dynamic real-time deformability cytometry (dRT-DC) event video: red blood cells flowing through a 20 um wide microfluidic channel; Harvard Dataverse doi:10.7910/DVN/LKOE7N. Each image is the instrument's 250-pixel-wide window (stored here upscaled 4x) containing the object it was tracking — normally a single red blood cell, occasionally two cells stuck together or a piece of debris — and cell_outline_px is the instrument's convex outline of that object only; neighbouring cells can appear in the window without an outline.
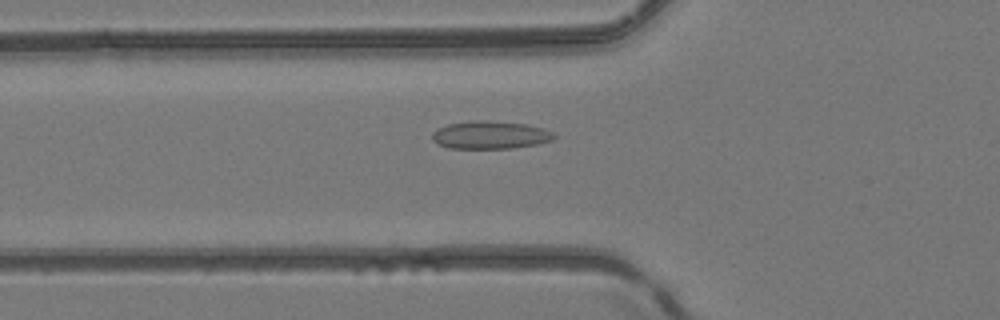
{"species": "common noctule bat (a hibernating species)", "species_latin": "Nyctalus noctula", "temperature_condition": "room temperature", "stored_images_in_passage": 50, "camera_frame_rate_fps": 3000, "um_per_image_px": 0.085, "animal": {"sex": "female", "body_mass_g": 24.6, "forearm_length_mm": 56.2}, "frame": {"image": 1, "passage_image": 18, "time_ms": 5.667, "image_size_px": [1000, 320], "cell_outline_px": [[556, 136], [552, 140], [536, 144], [512, 148], [448, 148], [436, 144], [432, 140], [432, 132], [448, 124], [480, 120], [484, 120], [524, 124], [544, 128], [552, 132]], "centroid_in_image_um": [41.65, 11.48], "position_along_channel_um": 84.1, "area_um2": 19.59}}
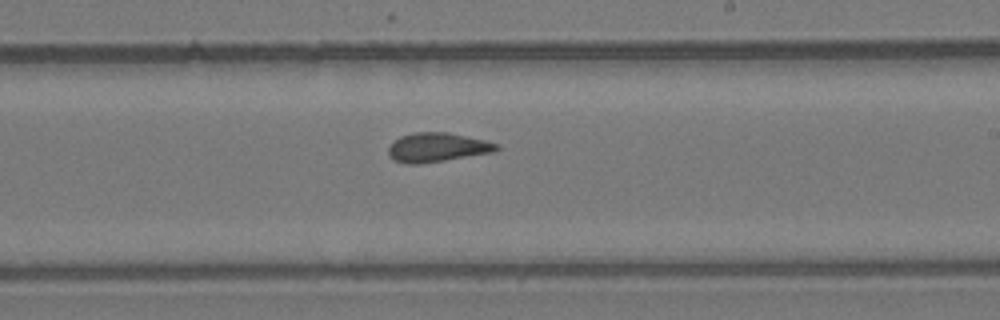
{"frame": {"image": 2, "passage_image": 30, "time_ms": 9.667, "image_size_px": [1000, 320], "cell_outline_px": [[500, 148], [496, 152], [420, 164], [408, 164], [392, 160], [388, 156], [388, 148], [400, 136], [412, 132], [448, 132], [484, 140], [500, 144]], "centroid_in_image_um": [37.17, 12.53], "position_along_channel_um": 251.8, "area_um2": 18.55}}
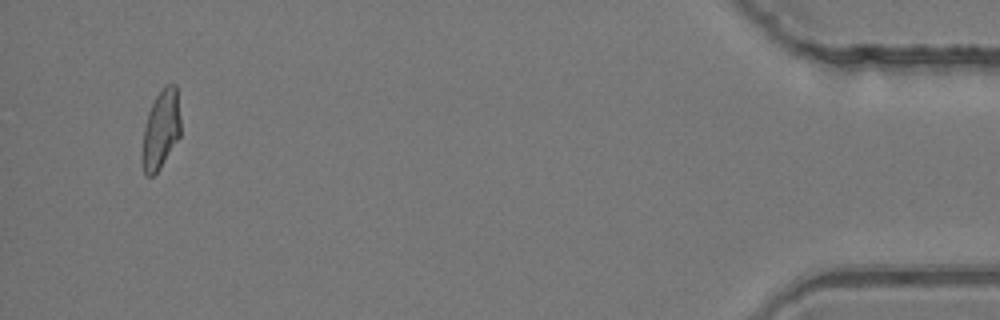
{"frame": {"image": 3, "passage_image": 48, "time_ms": 15.667, "image_size_px": [1000, 320], "cell_outline_px": [[180, 136], [160, 168], [152, 176], [144, 176], [144, 128], [148, 112], [156, 96], [168, 84], [176, 84], [180, 120]], "centroid_in_image_um": [13.7, 10.99], "position_along_channel_um": 421.5, "area_um2": 16.99}, "authors_computed_cell_mechanics": {"area_um2": 18.2648, "velocity_mm_per_s": 4.1742, "shape_relaxation_time_tau1_ms": null, "shape_relaxation_time_tau2_ms": 1.5845, "deformation_change_tau1": null, "deformation_change_tau2": 0.0758}}